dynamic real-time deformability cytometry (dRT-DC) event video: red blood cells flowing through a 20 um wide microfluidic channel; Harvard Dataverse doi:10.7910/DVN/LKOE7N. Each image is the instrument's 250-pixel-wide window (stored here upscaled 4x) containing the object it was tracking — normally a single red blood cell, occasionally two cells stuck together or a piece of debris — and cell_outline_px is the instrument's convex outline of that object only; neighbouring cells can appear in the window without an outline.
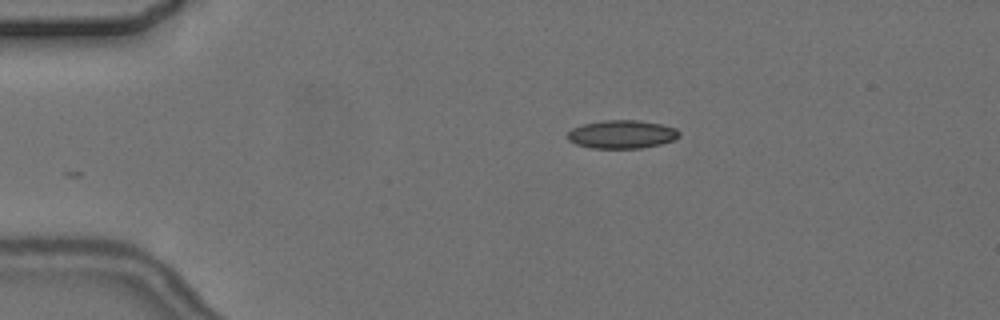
{"species": "common noctule bat (a hibernating species)", "species_latin": "Nyctalus noctula", "temperature_condition": "cold", "stored_images_in_passage": 2, "camera_frame_rate_fps": 3000, "um_per_image_px": 0.085, "animal": {"sex": "female", "body_mass_g": 24.6, "forearm_length_mm": 56.2}, "frame": {"image": 1, "passage_image": 2, "time_ms": 1.0, "image_size_px": [1000, 320], "cell_outline_px": [[680, 136], [676, 140], [660, 144], [640, 148], [592, 148], [576, 144], [568, 140], [568, 132], [572, 128], [580, 124], [604, 120], [636, 120], [660, 124], [676, 128], [680, 132]], "centroid_in_image_um": [52.86, 11.41], "position_along_channel_um": 32.1, "area_um2": 18.5}}